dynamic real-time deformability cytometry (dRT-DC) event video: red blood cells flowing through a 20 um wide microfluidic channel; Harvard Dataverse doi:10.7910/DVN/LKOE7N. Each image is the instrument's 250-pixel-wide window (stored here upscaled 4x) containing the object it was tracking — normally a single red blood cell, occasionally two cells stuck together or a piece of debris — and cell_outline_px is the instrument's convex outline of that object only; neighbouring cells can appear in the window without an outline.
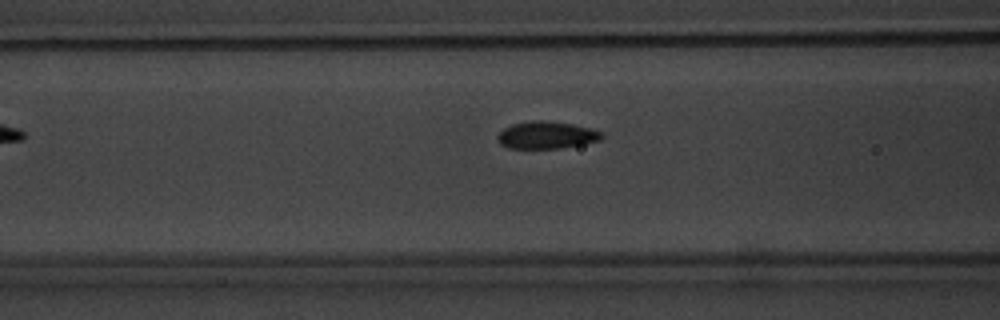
{"species": "common noctule bat (a hibernating species)", "species_latin": "Nyctalus noctula", "temperature_condition": "warm", "stored_images_in_passage": 5, "camera_frame_rate_fps": 3000, "um_per_image_px": 0.085, "animal": {"sex": "male", "body_mass_g": 20.1, "forearm_length_mm": 53.5}, "frame": {"image": 1, "passage_image": 5, "time_ms": 5.333, "image_size_px": [1000, 320], "cell_outline_px": [[604, 136], [600, 140], [560, 148], [508, 148], [500, 144], [496, 136], [504, 128], [512, 124], [532, 120], [544, 120], [572, 124], [592, 128], [604, 132]], "centroid_in_image_um": [46.46, 11.47], "position_along_channel_um": 120.1, "area_um2": 16.59}}